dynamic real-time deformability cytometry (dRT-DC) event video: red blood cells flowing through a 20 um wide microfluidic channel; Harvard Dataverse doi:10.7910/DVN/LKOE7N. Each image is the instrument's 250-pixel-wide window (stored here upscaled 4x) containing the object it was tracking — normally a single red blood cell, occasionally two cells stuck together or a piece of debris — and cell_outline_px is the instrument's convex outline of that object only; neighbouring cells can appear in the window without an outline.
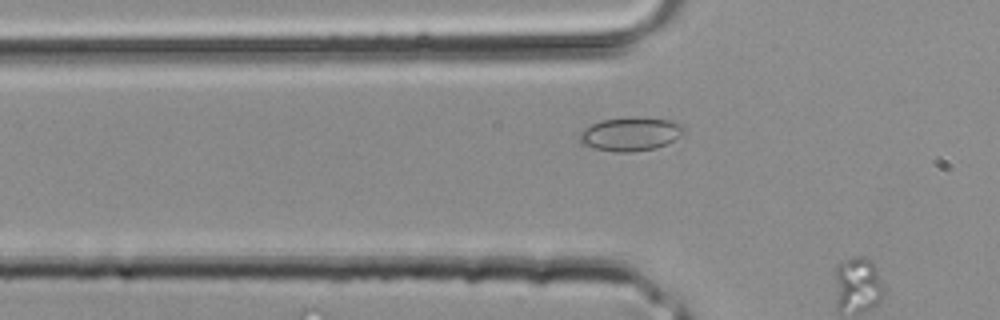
{"species": "common noctule bat (a hibernating species)", "species_latin": "Nyctalus noctula", "temperature_condition": "room temperature", "stored_images_in_passage": 4, "camera_frame_rate_fps": 3000, "um_per_image_px": 0.085, "animal": {"sex": "male", "body_mass_g": 20.4}, "frame": {"image": 1, "passage_image": 4, "time_ms": 1.0, "image_size_px": [1000, 320], "cell_outline_px": [[684, 132], [680, 136], [656, 148], [632, 152], [616, 152], [592, 148], [580, 144], [580, 132], [592, 124], [604, 120], [628, 116], [636, 116], [672, 120], [684, 124]], "centroid_in_image_um": [53.6, 11.38], "position_along_channel_um": 72.2, "area_um2": 20.63}}